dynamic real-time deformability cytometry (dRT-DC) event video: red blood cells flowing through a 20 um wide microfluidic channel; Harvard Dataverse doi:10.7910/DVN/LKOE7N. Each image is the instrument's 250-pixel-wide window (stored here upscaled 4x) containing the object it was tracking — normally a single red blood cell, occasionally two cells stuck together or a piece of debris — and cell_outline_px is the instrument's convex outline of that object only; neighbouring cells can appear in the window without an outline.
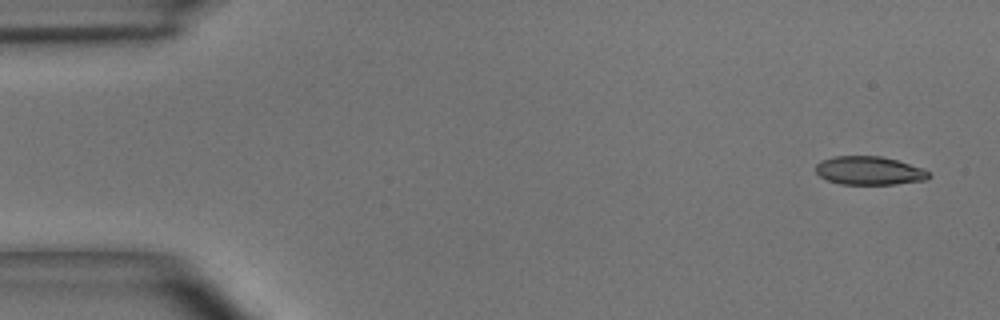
{"species": "common noctule bat (a hibernating species)", "species_latin": "Nyctalus noctula", "temperature_condition": "room temperature", "stored_images_in_passage": 4, "camera_frame_rate_fps": 3000, "um_per_image_px": 0.085, "animal": {"sex": "male", "body_mass_g": 15.6}, "frame": {"image": 1, "passage_image": 1, "time_ms": 0.0, "image_size_px": [1000, 320], "cell_outline_px": [[932, 176], [928, 180], [896, 184], [840, 184], [828, 180], [820, 176], [816, 172], [816, 164], [820, 160], [836, 156], [880, 156], [896, 160], [924, 168]], "centroid_in_image_um": [73.91, 14.51], "position_along_channel_um": 11.1, "area_um2": 18.84}}
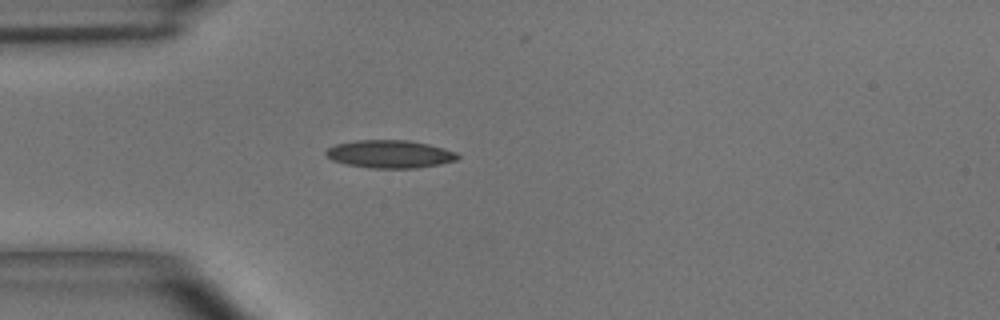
{"frame": {"image": 2, "passage_image": 4, "time_ms": 1.0, "image_size_px": [1000, 320], "cell_outline_px": [[460, 156], [456, 160], [440, 164], [416, 168], [372, 168], [348, 164], [332, 160], [324, 152], [328, 148], [336, 144], [356, 140], [408, 140], [428, 144], [444, 148], [456, 152]], "centroid_in_image_um": [33.16, 13.09], "position_along_channel_um": 51.8, "area_um2": 21.27}}